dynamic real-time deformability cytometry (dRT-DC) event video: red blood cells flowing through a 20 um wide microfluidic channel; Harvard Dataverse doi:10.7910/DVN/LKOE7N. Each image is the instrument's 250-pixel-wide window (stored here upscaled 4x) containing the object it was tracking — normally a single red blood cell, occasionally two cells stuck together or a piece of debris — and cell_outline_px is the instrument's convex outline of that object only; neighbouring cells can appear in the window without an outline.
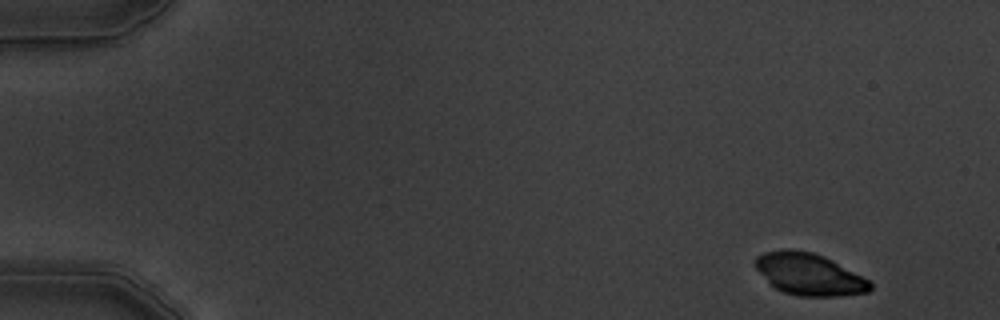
{"species": "common noctule bat (a hibernating species)", "species_latin": "Nyctalus noctula", "temperature_condition": "warm", "stored_images_in_passage": 6, "camera_frame_rate_fps": 3000, "um_per_image_px": 0.085, "animal": {"sex": "male", "body_mass_g": 19.5, "forearm_length_mm": 54.6}, "frame": {"image": 1, "passage_image": 1, "time_ms": 0.0, "image_size_px": [1000, 320], "cell_outline_px": [[872, 288], [868, 292], [840, 296], [800, 296], [784, 292], [776, 288], [752, 264], [752, 260], [756, 256], [764, 252], [788, 248], [812, 252], [824, 256], [832, 260], [868, 280], [872, 284]], "centroid_in_image_um": [68.75, 23.3], "position_along_channel_um": 16.3, "area_um2": 27.86}}